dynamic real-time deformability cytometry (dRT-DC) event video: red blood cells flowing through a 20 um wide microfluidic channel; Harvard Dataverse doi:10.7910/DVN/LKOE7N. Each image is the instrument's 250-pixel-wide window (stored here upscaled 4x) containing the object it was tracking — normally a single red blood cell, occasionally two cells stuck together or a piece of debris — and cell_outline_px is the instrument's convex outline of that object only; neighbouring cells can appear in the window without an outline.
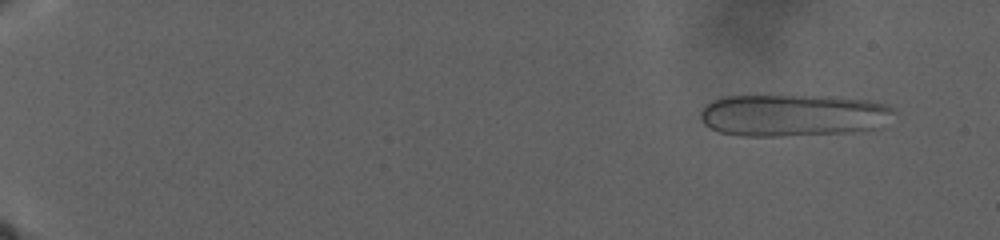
{"species": "human", "species_latin": "Homo sapiens", "temperature_condition": "warm", "stored_images_in_passage": 114, "camera_frame_rate_fps": 3000, "um_per_image_px": 0.085, "donor": {"sex": "male"}, "frame": {"image": 1, "passage_image": 13, "time_ms": 3.0, "image_size_px": [1000, 240], "cell_outline_px": [[896, 112], [884, 128], [852, 132], [780, 136], [740, 136], [720, 132], [708, 128], [700, 120], [700, 112], [704, 104], [720, 96], [756, 92], [836, 96], [868, 100], [884, 104], [892, 108]], "centroid_in_image_um": [67.36, 9.74], "position_along_channel_um": 17.6, "area_um2": 50.05}}
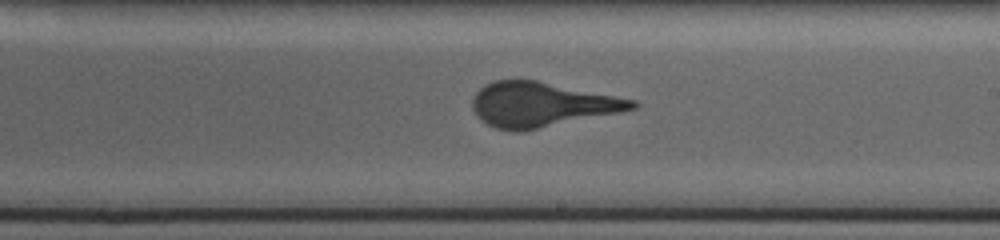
{"frame": {"image": 2, "passage_image": 71, "time_ms": 25.0, "image_size_px": [1000, 240], "cell_outline_px": [[640, 104], [636, 108], [524, 132], [516, 132], [496, 128], [480, 120], [476, 116], [472, 108], [472, 96], [484, 84], [496, 80], [536, 80], [636, 100]], "centroid_in_image_um": [45.98, 8.89], "position_along_channel_um": 243.0, "area_um2": 41.56}}
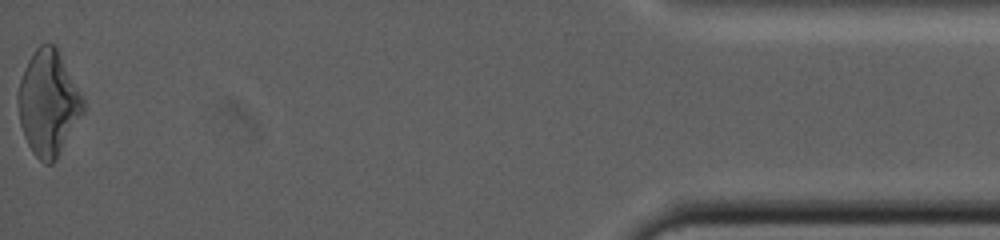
{"frame": {"image": 3, "passage_image": 114, "time_ms": 39.0, "image_size_px": [1000, 240], "cell_outline_px": [[84, 112], [56, 160], [52, 164], [44, 164], [32, 152], [24, 136], [20, 124], [16, 100], [20, 80], [24, 68], [28, 60], [36, 48], [40, 44], [56, 44], [84, 96]], "centroid_in_image_um": [4.12, 8.74], "position_along_channel_um": 431.1, "area_um2": 40.4}}